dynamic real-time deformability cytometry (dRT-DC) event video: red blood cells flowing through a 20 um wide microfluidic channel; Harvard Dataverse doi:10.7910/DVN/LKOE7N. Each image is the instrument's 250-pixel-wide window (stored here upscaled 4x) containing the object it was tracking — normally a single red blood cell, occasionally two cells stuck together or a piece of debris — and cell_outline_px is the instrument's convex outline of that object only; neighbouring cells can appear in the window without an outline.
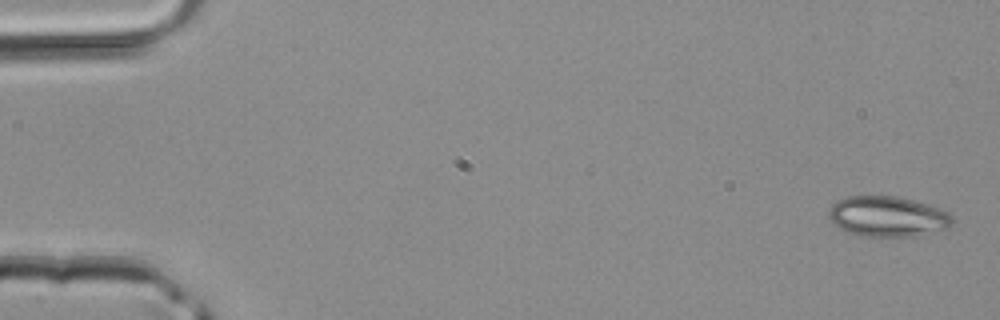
{"species": "common noctule bat (a hibernating species)", "species_latin": "Nyctalus noctula", "temperature_condition": "room temperature", "stored_images_in_passage": 4, "camera_frame_rate_fps": 3000, "um_per_image_px": 0.085, "animal": {"sex": "male", "body_mass_g": 20.4}, "frame": {"image": 1, "passage_image": 1, "time_ms": 0.0, "image_size_px": [1000, 320], "cell_outline_px": [[952, 224], [948, 228], [916, 236], [860, 236], [848, 232], [840, 228], [828, 216], [828, 208], [836, 200], [844, 196], [896, 196], [928, 204], [940, 208], [948, 212], [952, 216]], "centroid_in_image_um": [75.43, 18.39], "position_along_channel_um": 9.6, "area_um2": 29.19}}